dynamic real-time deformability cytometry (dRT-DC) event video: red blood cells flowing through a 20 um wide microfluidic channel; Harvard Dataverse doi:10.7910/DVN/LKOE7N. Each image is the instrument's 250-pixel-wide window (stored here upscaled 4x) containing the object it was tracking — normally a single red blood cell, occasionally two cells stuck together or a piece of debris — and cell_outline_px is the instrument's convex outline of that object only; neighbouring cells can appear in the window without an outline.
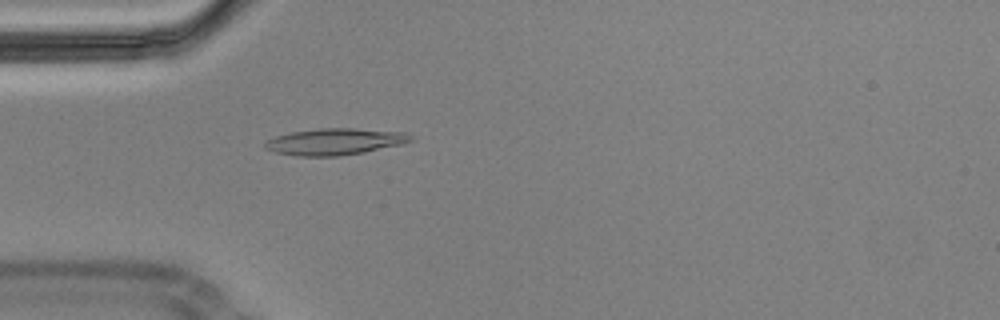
{"species": "Egyptian fruit bat (a non-hibernating species)", "species_latin": "Rousettus aegyptiacus", "temperature_condition": "cold", "stored_images_in_passage": 55, "camera_frame_rate_fps": 3000, "um_per_image_px": 0.085, "animal": {"sex": "male"}, "frame": {"image": 1, "passage_image": 16, "time_ms": 5.0, "image_size_px": [1000, 320], "cell_outline_px": [[412, 140], [404, 144], [364, 152], [340, 156], [296, 156], [276, 152], [264, 148], [264, 144], [268, 140], [276, 136], [292, 132], [320, 128], [352, 128], [404, 132], [412, 136]], "centroid_in_image_um": [28.48, 12.04], "position_along_channel_um": 56.5, "area_um2": 22.48}}
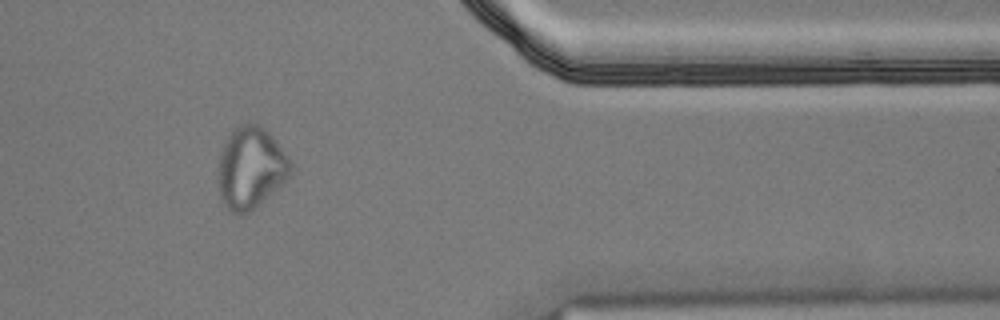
{"frame": {"image": 2, "passage_image": 46, "time_ms": 15.0, "image_size_px": [1000, 320], "cell_outline_px": [[292, 172], [260, 204], [248, 212], [240, 216], [236, 216], [224, 204], [220, 196], [216, 180], [220, 152], [228, 136], [236, 124], [248, 120], [256, 124], [268, 132], [276, 140], [292, 164]], "centroid_in_image_um": [21.26, 14.25], "position_along_channel_um": 390.1, "area_um2": 34.74}, "authors_computed_cell_mechanics": {"area_um2": 20.9236, "velocity_mm_per_s": 3.5879, "shape_relaxation_time_tau1_ms": null, "shape_relaxation_time_tau2_ms": 4.1364, "deformation_change_tau1": null, "deformation_change_tau2": 0.1156}}